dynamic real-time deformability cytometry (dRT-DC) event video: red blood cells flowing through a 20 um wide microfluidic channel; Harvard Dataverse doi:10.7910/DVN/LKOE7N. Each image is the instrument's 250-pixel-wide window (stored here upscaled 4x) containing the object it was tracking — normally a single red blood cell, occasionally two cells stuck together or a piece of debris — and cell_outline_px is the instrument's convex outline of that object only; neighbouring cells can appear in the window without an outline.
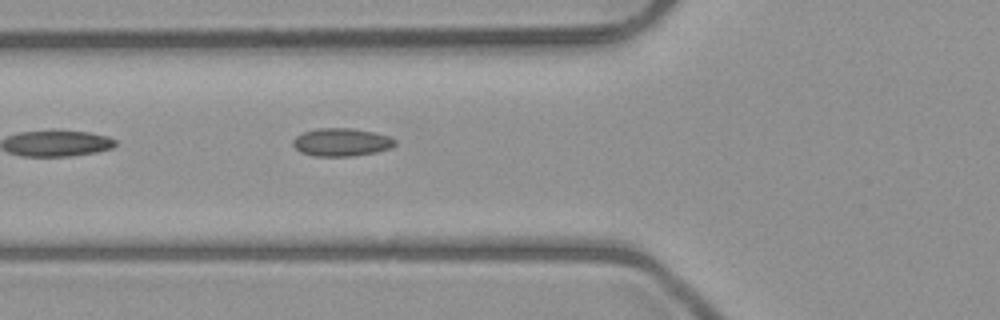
{"species": "common noctule bat (a hibernating species)", "species_latin": "Nyctalus noctula", "temperature_condition": "room temperature", "stored_images_in_passage": 3, "camera_frame_rate_fps": 3000, "um_per_image_px": 0.085, "animal": {"sex": "male", "body_mass_g": 23.1, "forearm_length_mm": 52.7}, "frame": {"image": 1, "passage_image": 3, "time_ms": 3.333, "image_size_px": [1000, 320], "cell_outline_px": [[396, 144], [388, 148], [376, 152], [352, 156], [312, 156], [300, 152], [292, 144], [292, 140], [296, 136], [304, 132], [316, 128], [352, 128], [372, 132], [388, 136], [396, 140]], "centroid_in_image_um": [28.98, 12.09], "position_along_channel_um": 96.8, "area_um2": 16.59}}